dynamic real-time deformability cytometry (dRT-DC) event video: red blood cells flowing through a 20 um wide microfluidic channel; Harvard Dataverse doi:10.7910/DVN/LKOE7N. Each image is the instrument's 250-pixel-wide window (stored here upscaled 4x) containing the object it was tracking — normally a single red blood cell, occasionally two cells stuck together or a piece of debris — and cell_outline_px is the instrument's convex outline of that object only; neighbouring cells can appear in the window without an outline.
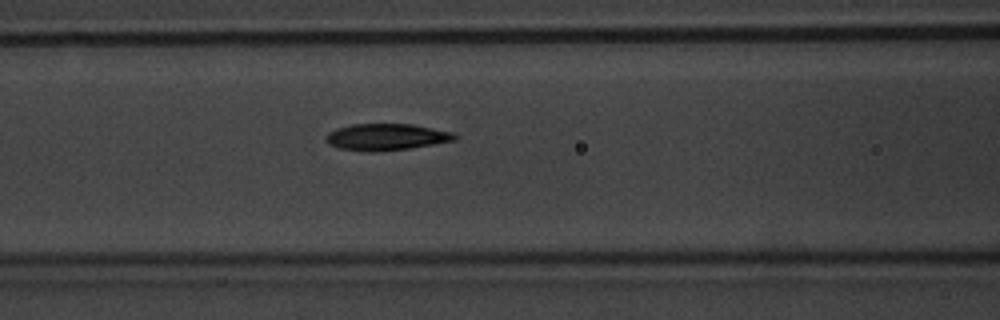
{"species": "common noctule bat (a hibernating species)", "species_latin": "Nyctalus noctula", "temperature_condition": "warm", "stored_images_in_passage": 34, "camera_frame_rate_fps": 3000, "um_per_image_px": 0.085, "animal": {"sex": "male", "body_mass_g": 20.1, "forearm_length_mm": 53.5}, "frame": {"image": 1, "passage_image": 6, "time_ms": 1.667, "image_size_px": [1000, 320], "cell_outline_px": [[456, 140], [408, 148], [376, 152], [340, 148], [328, 144], [324, 140], [324, 136], [328, 132], [336, 128], [352, 124], [412, 124], [452, 132], [456, 136]], "centroid_in_image_um": [32.77, 11.63], "position_along_channel_um": 133.8, "area_um2": 19.83}}
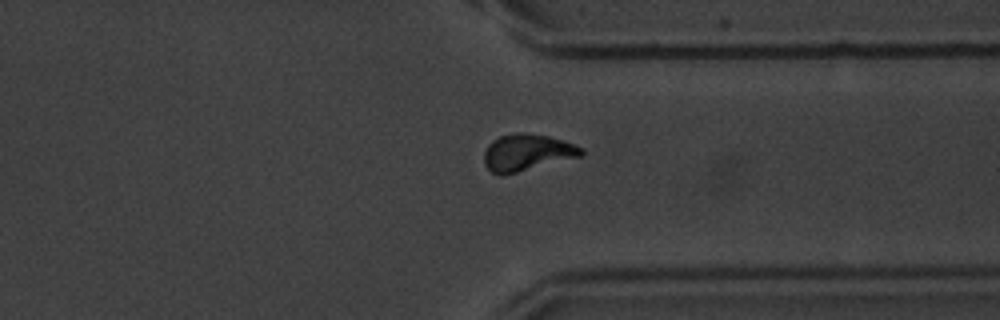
{"frame": {"image": 2, "passage_image": 25, "time_ms": 8.0, "image_size_px": [1000, 320], "cell_outline_px": [[584, 152], [580, 156], [500, 176], [492, 172], [484, 164], [484, 152], [488, 144], [492, 140], [500, 136], [520, 132], [528, 132], [548, 136], [564, 140], [584, 148]], "centroid_in_image_um": [44.78, 12.94], "position_along_channel_um": 366.6, "area_um2": 20.69}}
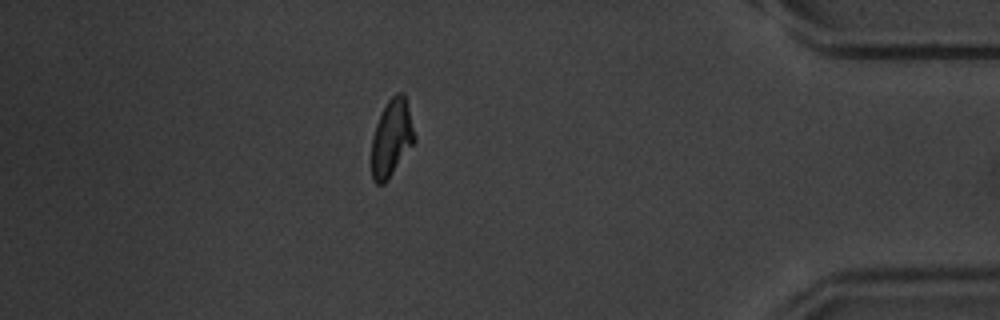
{"frame": {"image": 3, "passage_image": 31, "time_ms": 10.0, "image_size_px": [1000, 320], "cell_outline_px": [[416, 140], [388, 180], [384, 184], [376, 184], [372, 180], [372, 136], [376, 124], [388, 100], [396, 92], [404, 92], [416, 136]], "centroid_in_image_um": [33.29, 11.74], "position_along_channel_um": 401.9, "area_um2": 19.31}, "authors_computed_cell_mechanics": {"area_um2": 19.9121, "velocity_mm_per_s": 3.6863, "shape_relaxation_time_tau1_ms": 3.0764, "shape_relaxation_time_tau2_ms": 2.2048, "deformation_change_tau1": 0.1603, "deformation_change_tau2": 0.0722}}